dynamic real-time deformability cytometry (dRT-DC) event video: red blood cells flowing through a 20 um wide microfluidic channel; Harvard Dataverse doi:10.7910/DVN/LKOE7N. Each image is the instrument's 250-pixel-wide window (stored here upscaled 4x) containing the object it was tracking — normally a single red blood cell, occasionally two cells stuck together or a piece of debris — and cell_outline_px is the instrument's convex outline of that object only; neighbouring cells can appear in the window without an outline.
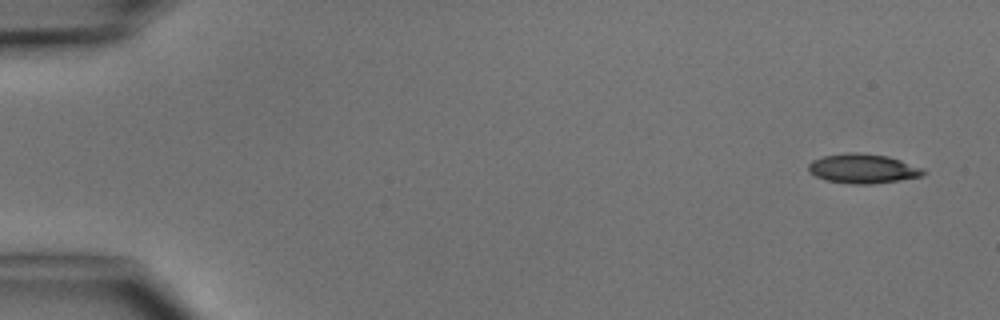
{"species": "common noctule bat (a hibernating species)", "species_latin": "Nyctalus noctula", "temperature_condition": "cold", "stored_images_in_passage": 6, "camera_frame_rate_fps": 3000, "um_per_image_px": 0.085, "animal": {"sex": "male", "body_mass_g": 15.6}, "frame": {"image": 1, "passage_image": 1, "time_ms": 0.0, "image_size_px": [1000, 320], "cell_outline_px": [[928, 172], [924, 176], [900, 180], [872, 184], [852, 184], [824, 180], [808, 172], [808, 164], [812, 160], [824, 156], [848, 152], [856, 152], [888, 156], [924, 168]], "centroid_in_image_um": [73.37, 14.34], "position_along_channel_um": 11.6, "area_um2": 19.94}}
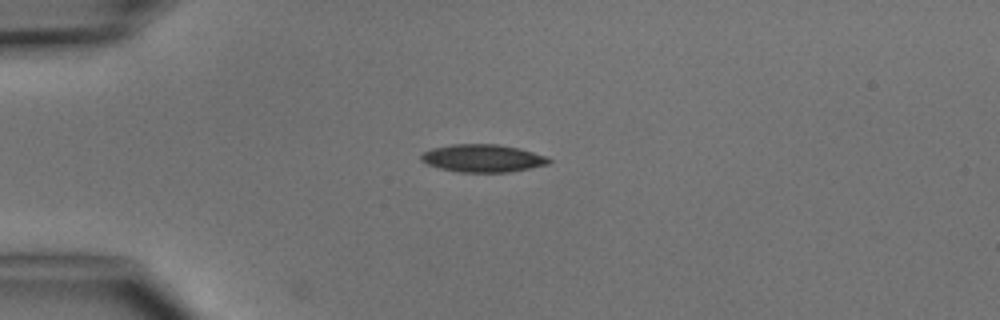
{"frame": {"image": 2, "passage_image": 4, "time_ms": 3.333, "image_size_px": [1000, 320], "cell_outline_px": [[552, 160], [548, 164], [508, 172], [460, 172], [440, 168], [428, 164], [420, 160], [420, 156], [424, 152], [432, 148], [452, 144], [500, 144], [520, 148], [548, 156]], "centroid_in_image_um": [41.05, 13.44], "position_along_channel_um": 43.9, "area_um2": 20.63}}
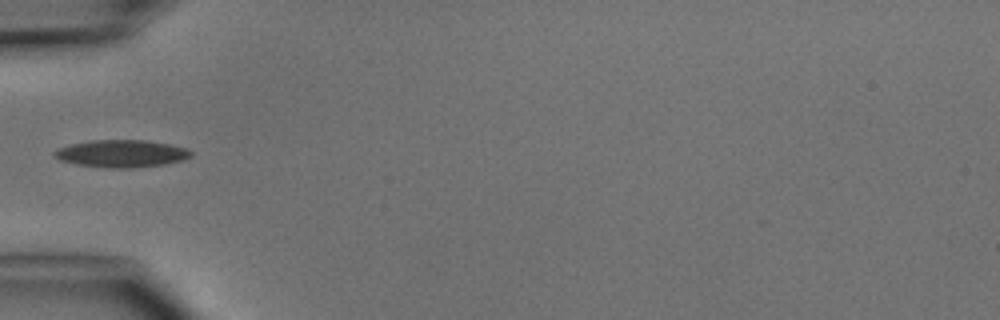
{"frame": {"image": 3, "passage_image": 5, "time_ms": 4.667, "image_size_px": [1000, 320], "cell_outline_px": [[192, 156], [184, 160], [164, 164], [132, 168], [108, 168], [76, 164], [60, 160], [52, 152], [60, 148], [72, 144], [92, 140], [144, 140], [168, 144], [188, 148], [192, 152]], "centroid_in_image_um": [10.37, 13.06], "position_along_channel_um": 74.6, "area_um2": 21.68}}